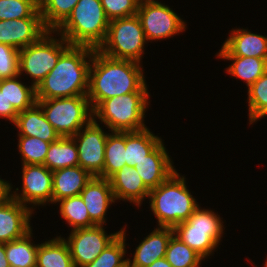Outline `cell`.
Instances as JSON below:
<instances>
[{
  "instance_id": "5bb4252c",
  "label": "cell",
  "mask_w": 267,
  "mask_h": 267,
  "mask_svg": "<svg viewBox=\"0 0 267 267\" xmlns=\"http://www.w3.org/2000/svg\"><path fill=\"white\" fill-rule=\"evenodd\" d=\"M34 212L10 196L0 203V243L23 237L33 227L31 218Z\"/></svg>"
},
{
  "instance_id": "ee69618b",
  "label": "cell",
  "mask_w": 267,
  "mask_h": 267,
  "mask_svg": "<svg viewBox=\"0 0 267 267\" xmlns=\"http://www.w3.org/2000/svg\"><path fill=\"white\" fill-rule=\"evenodd\" d=\"M264 265V266H263ZM263 265H261L262 267H267V257H266V260L264 261V264ZM258 267L256 264L255 265H253V267Z\"/></svg>"
},
{
  "instance_id": "1f68e13d",
  "label": "cell",
  "mask_w": 267,
  "mask_h": 267,
  "mask_svg": "<svg viewBox=\"0 0 267 267\" xmlns=\"http://www.w3.org/2000/svg\"><path fill=\"white\" fill-rule=\"evenodd\" d=\"M79 0H39L44 26L55 31L71 14Z\"/></svg>"
},
{
  "instance_id": "277c9868",
  "label": "cell",
  "mask_w": 267,
  "mask_h": 267,
  "mask_svg": "<svg viewBox=\"0 0 267 267\" xmlns=\"http://www.w3.org/2000/svg\"><path fill=\"white\" fill-rule=\"evenodd\" d=\"M109 22L100 0H79L55 31L70 45L98 49L105 41Z\"/></svg>"
},
{
  "instance_id": "4fadbf2b",
  "label": "cell",
  "mask_w": 267,
  "mask_h": 267,
  "mask_svg": "<svg viewBox=\"0 0 267 267\" xmlns=\"http://www.w3.org/2000/svg\"><path fill=\"white\" fill-rule=\"evenodd\" d=\"M103 126L92 120L78 133L73 135L79 155V166L92 176L103 178L105 162V144L108 132Z\"/></svg>"
},
{
  "instance_id": "ffe728a7",
  "label": "cell",
  "mask_w": 267,
  "mask_h": 267,
  "mask_svg": "<svg viewBox=\"0 0 267 267\" xmlns=\"http://www.w3.org/2000/svg\"><path fill=\"white\" fill-rule=\"evenodd\" d=\"M174 230L171 227H157L137 244L128 259V267H148L159 258L165 257L168 243ZM132 258V259H131Z\"/></svg>"
},
{
  "instance_id": "603a6c76",
  "label": "cell",
  "mask_w": 267,
  "mask_h": 267,
  "mask_svg": "<svg viewBox=\"0 0 267 267\" xmlns=\"http://www.w3.org/2000/svg\"><path fill=\"white\" fill-rule=\"evenodd\" d=\"M162 141L148 128L126 132V166L134 167L146 158Z\"/></svg>"
},
{
  "instance_id": "ab89813d",
  "label": "cell",
  "mask_w": 267,
  "mask_h": 267,
  "mask_svg": "<svg viewBox=\"0 0 267 267\" xmlns=\"http://www.w3.org/2000/svg\"><path fill=\"white\" fill-rule=\"evenodd\" d=\"M9 196V181L0 178V203Z\"/></svg>"
},
{
  "instance_id": "9c48e42d",
  "label": "cell",
  "mask_w": 267,
  "mask_h": 267,
  "mask_svg": "<svg viewBox=\"0 0 267 267\" xmlns=\"http://www.w3.org/2000/svg\"><path fill=\"white\" fill-rule=\"evenodd\" d=\"M37 103L60 137H72L93 120V109L86 95L37 100Z\"/></svg>"
},
{
  "instance_id": "cb8c5ba5",
  "label": "cell",
  "mask_w": 267,
  "mask_h": 267,
  "mask_svg": "<svg viewBox=\"0 0 267 267\" xmlns=\"http://www.w3.org/2000/svg\"><path fill=\"white\" fill-rule=\"evenodd\" d=\"M61 236L39 243L36 267H75L69 247Z\"/></svg>"
},
{
  "instance_id": "44dd1931",
  "label": "cell",
  "mask_w": 267,
  "mask_h": 267,
  "mask_svg": "<svg viewBox=\"0 0 267 267\" xmlns=\"http://www.w3.org/2000/svg\"><path fill=\"white\" fill-rule=\"evenodd\" d=\"M12 125L18 130L17 136L36 137L48 143L60 138L37 102L25 111L19 112Z\"/></svg>"
},
{
  "instance_id": "9a60e30c",
  "label": "cell",
  "mask_w": 267,
  "mask_h": 267,
  "mask_svg": "<svg viewBox=\"0 0 267 267\" xmlns=\"http://www.w3.org/2000/svg\"><path fill=\"white\" fill-rule=\"evenodd\" d=\"M48 31L42 18L0 20V43L21 50L37 42Z\"/></svg>"
},
{
  "instance_id": "ac0fdd59",
  "label": "cell",
  "mask_w": 267,
  "mask_h": 267,
  "mask_svg": "<svg viewBox=\"0 0 267 267\" xmlns=\"http://www.w3.org/2000/svg\"><path fill=\"white\" fill-rule=\"evenodd\" d=\"M115 201L130 202L140 208L148 199L150 189L144 184L135 167L123 166L109 179Z\"/></svg>"
},
{
  "instance_id": "52a82bcc",
  "label": "cell",
  "mask_w": 267,
  "mask_h": 267,
  "mask_svg": "<svg viewBox=\"0 0 267 267\" xmlns=\"http://www.w3.org/2000/svg\"><path fill=\"white\" fill-rule=\"evenodd\" d=\"M149 43L137 15L110 20L105 41L97 49L102 54L143 64Z\"/></svg>"
},
{
  "instance_id": "60d3db41",
  "label": "cell",
  "mask_w": 267,
  "mask_h": 267,
  "mask_svg": "<svg viewBox=\"0 0 267 267\" xmlns=\"http://www.w3.org/2000/svg\"><path fill=\"white\" fill-rule=\"evenodd\" d=\"M0 267H10L5 253V244L0 243Z\"/></svg>"
},
{
  "instance_id": "7a4b0ae2",
  "label": "cell",
  "mask_w": 267,
  "mask_h": 267,
  "mask_svg": "<svg viewBox=\"0 0 267 267\" xmlns=\"http://www.w3.org/2000/svg\"><path fill=\"white\" fill-rule=\"evenodd\" d=\"M94 48L70 45L36 88V100L87 95Z\"/></svg>"
},
{
  "instance_id": "d6a6232c",
  "label": "cell",
  "mask_w": 267,
  "mask_h": 267,
  "mask_svg": "<svg viewBox=\"0 0 267 267\" xmlns=\"http://www.w3.org/2000/svg\"><path fill=\"white\" fill-rule=\"evenodd\" d=\"M248 120L254 125L267 116V71L247 88Z\"/></svg>"
},
{
  "instance_id": "8992f818",
  "label": "cell",
  "mask_w": 267,
  "mask_h": 267,
  "mask_svg": "<svg viewBox=\"0 0 267 267\" xmlns=\"http://www.w3.org/2000/svg\"><path fill=\"white\" fill-rule=\"evenodd\" d=\"M174 235L204 260L208 259L218 249L222 241L225 226L218 212L200 205L190 217L176 225Z\"/></svg>"
},
{
  "instance_id": "7c38bea8",
  "label": "cell",
  "mask_w": 267,
  "mask_h": 267,
  "mask_svg": "<svg viewBox=\"0 0 267 267\" xmlns=\"http://www.w3.org/2000/svg\"><path fill=\"white\" fill-rule=\"evenodd\" d=\"M95 225L88 228L72 230L66 238L62 236L67 243L70 255L75 267H84L92 263L95 258L121 233H107V227Z\"/></svg>"
},
{
  "instance_id": "484cf974",
  "label": "cell",
  "mask_w": 267,
  "mask_h": 267,
  "mask_svg": "<svg viewBox=\"0 0 267 267\" xmlns=\"http://www.w3.org/2000/svg\"><path fill=\"white\" fill-rule=\"evenodd\" d=\"M20 75L0 80V91L13 108L19 113L32 107L36 102V88L22 82Z\"/></svg>"
},
{
  "instance_id": "2e32d148",
  "label": "cell",
  "mask_w": 267,
  "mask_h": 267,
  "mask_svg": "<svg viewBox=\"0 0 267 267\" xmlns=\"http://www.w3.org/2000/svg\"><path fill=\"white\" fill-rule=\"evenodd\" d=\"M230 32L216 56L257 57L267 60L266 35L252 33L243 27L232 28Z\"/></svg>"
},
{
  "instance_id": "d4e9b609",
  "label": "cell",
  "mask_w": 267,
  "mask_h": 267,
  "mask_svg": "<svg viewBox=\"0 0 267 267\" xmlns=\"http://www.w3.org/2000/svg\"><path fill=\"white\" fill-rule=\"evenodd\" d=\"M218 59L231 61L225 68L226 73L246 83L249 88L267 71V60L257 57L217 56Z\"/></svg>"
},
{
  "instance_id": "4316f807",
  "label": "cell",
  "mask_w": 267,
  "mask_h": 267,
  "mask_svg": "<svg viewBox=\"0 0 267 267\" xmlns=\"http://www.w3.org/2000/svg\"><path fill=\"white\" fill-rule=\"evenodd\" d=\"M33 229L23 237L5 243L6 258L10 267H36L39 243L33 241Z\"/></svg>"
},
{
  "instance_id": "6da1fadb",
  "label": "cell",
  "mask_w": 267,
  "mask_h": 267,
  "mask_svg": "<svg viewBox=\"0 0 267 267\" xmlns=\"http://www.w3.org/2000/svg\"><path fill=\"white\" fill-rule=\"evenodd\" d=\"M141 63L114 59L94 49L87 97L92 109L102 100L132 92H149Z\"/></svg>"
},
{
  "instance_id": "7bdbcfd3",
  "label": "cell",
  "mask_w": 267,
  "mask_h": 267,
  "mask_svg": "<svg viewBox=\"0 0 267 267\" xmlns=\"http://www.w3.org/2000/svg\"><path fill=\"white\" fill-rule=\"evenodd\" d=\"M139 4L145 3V2H158V0H136Z\"/></svg>"
},
{
  "instance_id": "74e56055",
  "label": "cell",
  "mask_w": 267,
  "mask_h": 267,
  "mask_svg": "<svg viewBox=\"0 0 267 267\" xmlns=\"http://www.w3.org/2000/svg\"><path fill=\"white\" fill-rule=\"evenodd\" d=\"M109 20L136 15L139 3L136 0H100Z\"/></svg>"
},
{
  "instance_id": "e575fe53",
  "label": "cell",
  "mask_w": 267,
  "mask_h": 267,
  "mask_svg": "<svg viewBox=\"0 0 267 267\" xmlns=\"http://www.w3.org/2000/svg\"><path fill=\"white\" fill-rule=\"evenodd\" d=\"M21 165H43L51 143L29 136H17Z\"/></svg>"
},
{
  "instance_id": "e0dca14e",
  "label": "cell",
  "mask_w": 267,
  "mask_h": 267,
  "mask_svg": "<svg viewBox=\"0 0 267 267\" xmlns=\"http://www.w3.org/2000/svg\"><path fill=\"white\" fill-rule=\"evenodd\" d=\"M80 196L86 205L90 220L95 225L105 226L107 211L116 202L109 180L93 176Z\"/></svg>"
},
{
  "instance_id": "30bf717a",
  "label": "cell",
  "mask_w": 267,
  "mask_h": 267,
  "mask_svg": "<svg viewBox=\"0 0 267 267\" xmlns=\"http://www.w3.org/2000/svg\"><path fill=\"white\" fill-rule=\"evenodd\" d=\"M136 15L150 43L173 38L187 29L186 20L161 1L139 4Z\"/></svg>"
},
{
  "instance_id": "d6986e66",
  "label": "cell",
  "mask_w": 267,
  "mask_h": 267,
  "mask_svg": "<svg viewBox=\"0 0 267 267\" xmlns=\"http://www.w3.org/2000/svg\"><path fill=\"white\" fill-rule=\"evenodd\" d=\"M165 146L162 141L146 158L134 166L150 190L158 187L176 171L173 159Z\"/></svg>"
},
{
  "instance_id": "83f0119b",
  "label": "cell",
  "mask_w": 267,
  "mask_h": 267,
  "mask_svg": "<svg viewBox=\"0 0 267 267\" xmlns=\"http://www.w3.org/2000/svg\"><path fill=\"white\" fill-rule=\"evenodd\" d=\"M54 171L79 165V155L73 137H60L50 144L44 164Z\"/></svg>"
},
{
  "instance_id": "836d02e7",
  "label": "cell",
  "mask_w": 267,
  "mask_h": 267,
  "mask_svg": "<svg viewBox=\"0 0 267 267\" xmlns=\"http://www.w3.org/2000/svg\"><path fill=\"white\" fill-rule=\"evenodd\" d=\"M165 259L172 267H201L200 265L204 261L198 253L174 234L168 243Z\"/></svg>"
},
{
  "instance_id": "7402d4cb",
  "label": "cell",
  "mask_w": 267,
  "mask_h": 267,
  "mask_svg": "<svg viewBox=\"0 0 267 267\" xmlns=\"http://www.w3.org/2000/svg\"><path fill=\"white\" fill-rule=\"evenodd\" d=\"M93 176L79 165L52 171V204L80 195Z\"/></svg>"
},
{
  "instance_id": "5b68a950",
  "label": "cell",
  "mask_w": 267,
  "mask_h": 267,
  "mask_svg": "<svg viewBox=\"0 0 267 267\" xmlns=\"http://www.w3.org/2000/svg\"><path fill=\"white\" fill-rule=\"evenodd\" d=\"M150 92H132L102 100L93 109V120L108 131H140L146 129L145 113L150 106ZM99 119V120H98Z\"/></svg>"
},
{
  "instance_id": "8fae6325",
  "label": "cell",
  "mask_w": 267,
  "mask_h": 267,
  "mask_svg": "<svg viewBox=\"0 0 267 267\" xmlns=\"http://www.w3.org/2000/svg\"><path fill=\"white\" fill-rule=\"evenodd\" d=\"M22 186L14 188L9 183V196L33 212L37 206L52 204V171L45 165H21ZM14 188V189H13ZM13 189V190H12ZM15 190V191H14ZM20 191V192H19ZM36 207V208H35Z\"/></svg>"
},
{
  "instance_id": "f35d334b",
  "label": "cell",
  "mask_w": 267,
  "mask_h": 267,
  "mask_svg": "<svg viewBox=\"0 0 267 267\" xmlns=\"http://www.w3.org/2000/svg\"><path fill=\"white\" fill-rule=\"evenodd\" d=\"M18 114L19 113L13 108L10 102L7 101L3 92L0 91V119L2 118L13 124Z\"/></svg>"
},
{
  "instance_id": "8d00e7d4",
  "label": "cell",
  "mask_w": 267,
  "mask_h": 267,
  "mask_svg": "<svg viewBox=\"0 0 267 267\" xmlns=\"http://www.w3.org/2000/svg\"><path fill=\"white\" fill-rule=\"evenodd\" d=\"M19 49L0 43V80L19 75Z\"/></svg>"
},
{
  "instance_id": "b9f144b4",
  "label": "cell",
  "mask_w": 267,
  "mask_h": 267,
  "mask_svg": "<svg viewBox=\"0 0 267 267\" xmlns=\"http://www.w3.org/2000/svg\"><path fill=\"white\" fill-rule=\"evenodd\" d=\"M148 267H172L171 264L165 259V257L163 258H159L157 259L155 262H153L151 265H149Z\"/></svg>"
},
{
  "instance_id": "f546056e",
  "label": "cell",
  "mask_w": 267,
  "mask_h": 267,
  "mask_svg": "<svg viewBox=\"0 0 267 267\" xmlns=\"http://www.w3.org/2000/svg\"><path fill=\"white\" fill-rule=\"evenodd\" d=\"M56 204L59 205L60 218L71 227V231L95 226L80 195L64 198Z\"/></svg>"
},
{
  "instance_id": "ba28073f",
  "label": "cell",
  "mask_w": 267,
  "mask_h": 267,
  "mask_svg": "<svg viewBox=\"0 0 267 267\" xmlns=\"http://www.w3.org/2000/svg\"><path fill=\"white\" fill-rule=\"evenodd\" d=\"M69 46V42L60 34L49 30L37 42L20 50L19 75L30 76L31 85L37 88Z\"/></svg>"
},
{
  "instance_id": "f1b7e54d",
  "label": "cell",
  "mask_w": 267,
  "mask_h": 267,
  "mask_svg": "<svg viewBox=\"0 0 267 267\" xmlns=\"http://www.w3.org/2000/svg\"><path fill=\"white\" fill-rule=\"evenodd\" d=\"M105 144V162L103 168V178L109 179L126 166V132L108 131Z\"/></svg>"
},
{
  "instance_id": "d590c367",
  "label": "cell",
  "mask_w": 267,
  "mask_h": 267,
  "mask_svg": "<svg viewBox=\"0 0 267 267\" xmlns=\"http://www.w3.org/2000/svg\"><path fill=\"white\" fill-rule=\"evenodd\" d=\"M42 18L39 0H0V20Z\"/></svg>"
},
{
  "instance_id": "4dcf8cb0",
  "label": "cell",
  "mask_w": 267,
  "mask_h": 267,
  "mask_svg": "<svg viewBox=\"0 0 267 267\" xmlns=\"http://www.w3.org/2000/svg\"><path fill=\"white\" fill-rule=\"evenodd\" d=\"M126 225L121 229L120 235L112 241L92 263L84 267H125L128 264L126 248Z\"/></svg>"
},
{
  "instance_id": "3957f363",
  "label": "cell",
  "mask_w": 267,
  "mask_h": 267,
  "mask_svg": "<svg viewBox=\"0 0 267 267\" xmlns=\"http://www.w3.org/2000/svg\"><path fill=\"white\" fill-rule=\"evenodd\" d=\"M177 171L149 192V207L157 219V227L174 228L200 205L187 187V178Z\"/></svg>"
}]
</instances>
